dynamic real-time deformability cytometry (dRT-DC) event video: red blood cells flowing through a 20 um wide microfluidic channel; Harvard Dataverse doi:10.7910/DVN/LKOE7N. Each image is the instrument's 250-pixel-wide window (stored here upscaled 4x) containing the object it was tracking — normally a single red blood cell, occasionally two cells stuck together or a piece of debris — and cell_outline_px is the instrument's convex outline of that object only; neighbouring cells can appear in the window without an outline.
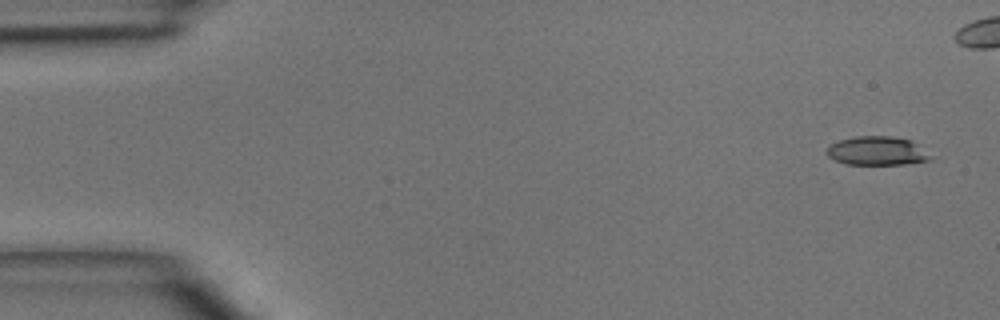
{"species": "common noctule bat (a hibernating species)", "species_latin": "Nyctalus noctula", "temperature_condition": "room temperature", "stored_images_in_passage": 5, "camera_frame_rate_fps": 3000, "um_per_image_px": 0.085, "animal": {"sex": "male", "body_mass_g": 15.6}, "frame": {"image": 1, "passage_image": 1, "time_ms": 0.0, "image_size_px": [1000, 320], "cell_outline_px": [[932, 160], [904, 164], [848, 164], [836, 160], [828, 156], [824, 152], [828, 144], [840, 140], [856, 136], [892, 136], [912, 140], [932, 156]], "centroid_in_image_um": [74.54, 12.82], "position_along_channel_um": 10.5, "area_um2": 17.51}}
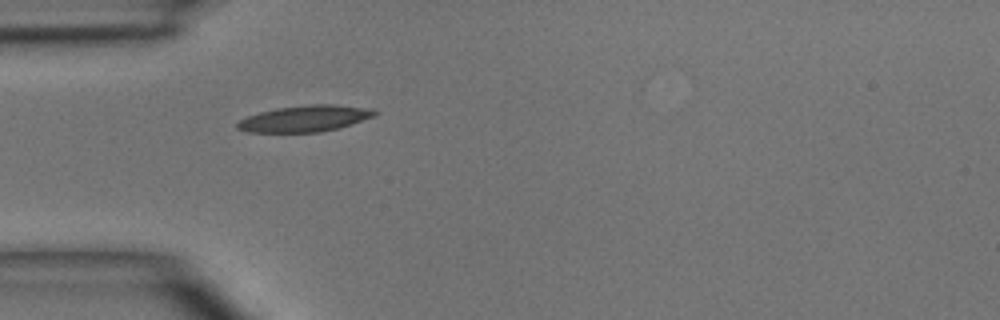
{"frame": {"image": 2, "passage_image": 5, "time_ms": 5.667, "image_size_px": [1000, 320], "cell_outline_px": [[376, 116], [340, 128], [320, 132], [248, 132], [236, 128], [236, 124], [240, 120], [248, 116], [260, 112], [276, 108], [312, 104], [332, 104], [364, 108], [376, 112]], "centroid_in_image_um": [25.89, 10.09], "position_along_channel_um": 59.1, "area_um2": 20.87}}